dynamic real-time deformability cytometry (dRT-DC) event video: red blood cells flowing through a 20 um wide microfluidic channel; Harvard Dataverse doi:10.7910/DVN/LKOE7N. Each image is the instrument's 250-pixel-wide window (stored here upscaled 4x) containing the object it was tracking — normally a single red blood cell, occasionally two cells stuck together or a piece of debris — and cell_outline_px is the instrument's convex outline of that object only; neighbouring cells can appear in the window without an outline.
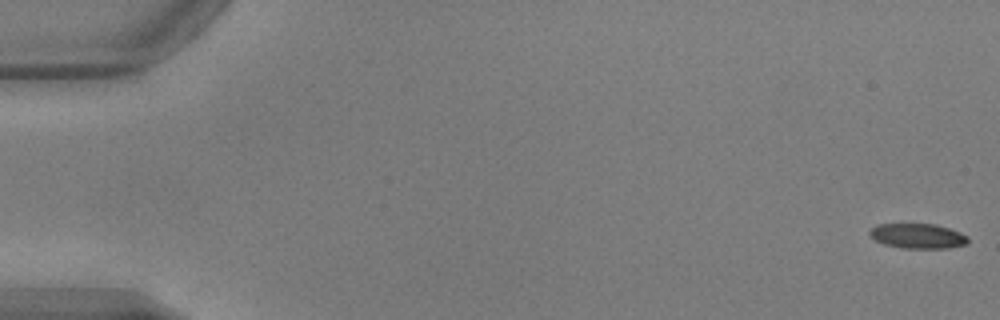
{"species": "common noctule bat (a hibernating species)", "species_latin": "Nyctalus noctula", "temperature_condition": "warm", "stored_images_in_passage": 13, "camera_frame_rate_fps": 3000, "um_per_image_px": 0.085, "animal": {"sex": "male", "body_mass_g": 17.9, "forearm_length_mm": 54.2}, "frame": {"image": 1, "passage_image": 1, "time_ms": 0.0, "image_size_px": [1000, 320], "cell_outline_px": [[968, 244], [948, 248], [900, 248], [884, 244], [876, 240], [868, 232], [876, 224], [936, 224], [960, 232], [968, 236]], "centroid_in_image_um": [78.03, 20.06], "position_along_channel_um": 7.0, "area_um2": 14.28}}